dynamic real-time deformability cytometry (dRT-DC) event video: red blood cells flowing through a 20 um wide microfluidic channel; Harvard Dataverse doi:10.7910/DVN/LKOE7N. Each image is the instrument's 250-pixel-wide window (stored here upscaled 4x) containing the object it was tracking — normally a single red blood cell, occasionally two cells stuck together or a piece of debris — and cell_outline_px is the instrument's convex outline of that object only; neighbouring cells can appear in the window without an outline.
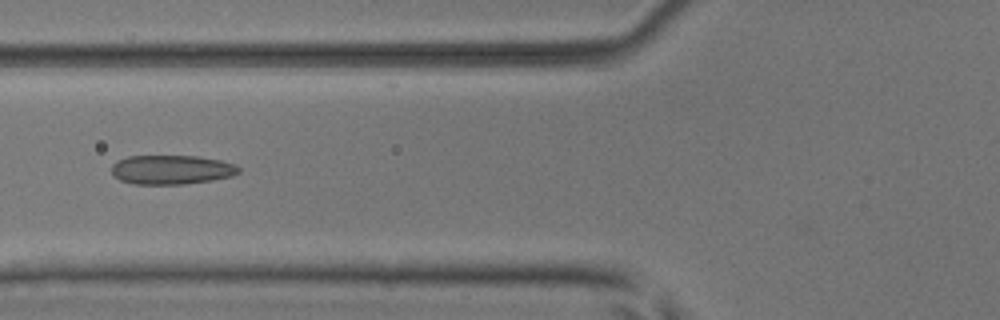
{"species": "common noctule bat (a hibernating species)", "species_latin": "Nyctalus noctula", "temperature_condition": "room temperature", "stored_images_in_passage": 12, "camera_frame_rate_fps": 3000, "um_per_image_px": 0.085, "animal": {"sex": "male", "body_mass_g": 17.9, "forearm_length_mm": 54.2}, "frame": {"image": 1, "passage_image": 10, "time_ms": 3.0, "image_size_px": [1000, 320], "cell_outline_px": [[240, 172], [232, 176], [212, 180], [184, 184], [136, 184], [120, 180], [112, 176], [112, 164], [116, 160], [128, 156], [200, 156], [220, 160], [236, 164], [240, 168]], "centroid_in_image_um": [14.58, 14.42], "position_along_channel_um": 111.2, "area_um2": 21.85}}